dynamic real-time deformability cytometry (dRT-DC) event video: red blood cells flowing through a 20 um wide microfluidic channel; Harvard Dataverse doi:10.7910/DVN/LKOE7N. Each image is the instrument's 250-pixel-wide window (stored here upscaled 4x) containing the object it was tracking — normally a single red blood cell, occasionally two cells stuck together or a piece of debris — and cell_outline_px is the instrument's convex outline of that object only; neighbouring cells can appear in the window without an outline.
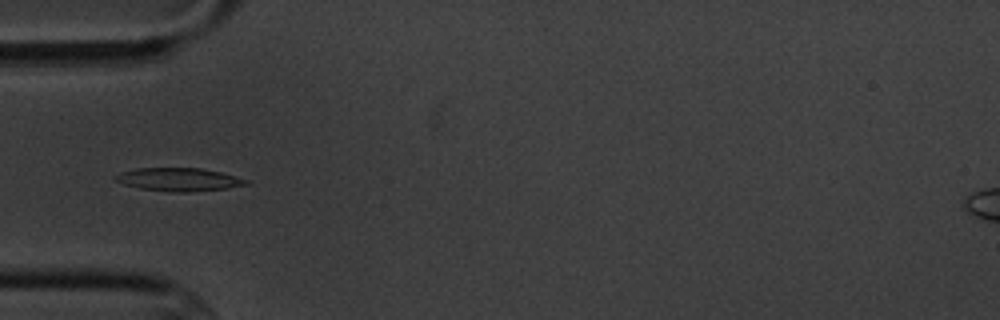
{"species": "common noctule bat (a hibernating species)", "species_latin": "Nyctalus noctula", "temperature_condition": "cold", "stored_images_in_passage": 6, "camera_frame_rate_fps": 3000, "um_per_image_px": 0.085, "animal": {"sex": "male", "body_mass_g": 20.1, "forearm_length_mm": 53.5}, "frame": {"image": 1, "passage_image": 5, "time_ms": 4.333, "image_size_px": [1000, 320], "cell_outline_px": [[252, 184], [228, 188], [188, 192], [168, 192], [140, 188], [124, 184], [116, 180], [112, 176], [120, 172], [136, 168], [200, 168], [220, 172], [252, 180]], "centroid_in_image_um": [15.25, 15.26], "position_along_channel_um": 69.8, "area_um2": 17.86}}
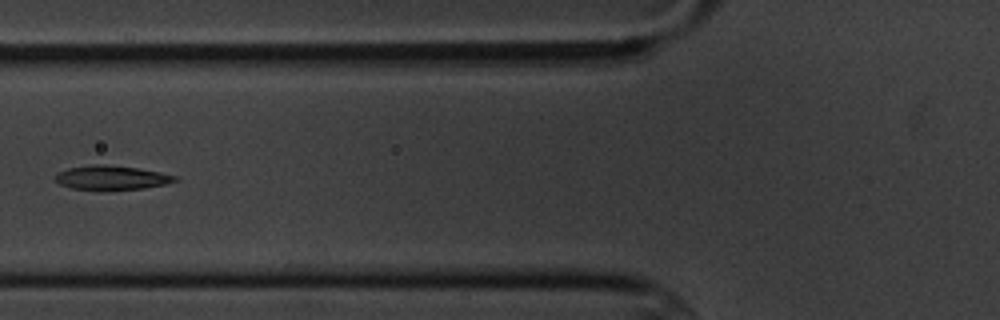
{"frame": {"image": 2, "passage_image": 6, "time_ms": 5.667, "image_size_px": [1000, 320], "cell_outline_px": [[180, 180], [164, 184], [144, 188], [104, 192], [100, 192], [72, 188], [60, 184], [56, 180], [56, 172], [68, 168], [92, 164], [104, 164], [136, 168], [160, 172], [180, 176]], "centroid_in_image_um": [9.49, 15.13], "position_along_channel_um": 116.3, "area_um2": 17.46}}